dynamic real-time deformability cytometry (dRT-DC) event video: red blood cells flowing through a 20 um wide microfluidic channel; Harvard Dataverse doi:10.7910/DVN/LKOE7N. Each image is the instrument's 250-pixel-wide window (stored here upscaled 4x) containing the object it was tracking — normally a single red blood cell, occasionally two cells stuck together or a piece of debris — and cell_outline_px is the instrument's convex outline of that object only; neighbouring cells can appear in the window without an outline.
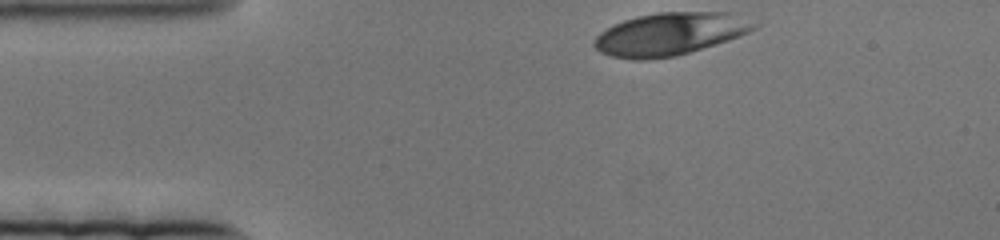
{"species": "human", "species_latin": "Homo sapiens", "temperature_condition": "cold", "stored_images_in_passage": 54, "camera_frame_rate_fps": 3000, "um_per_image_px": 0.085, "donor": {"sex": "female"}, "frame": {"image": 1, "passage_image": 1, "time_ms": 0.0, "image_size_px": [1000, 240], "cell_outline_px": [[760, 24], [756, 28], [740, 36], [728, 40], [676, 56], [648, 60], [632, 60], [612, 56], [600, 52], [592, 44], [592, 40], [600, 32], [624, 20], [640, 16], [660, 12], [736, 12]], "centroid_in_image_um": [56.98, 2.89], "position_along_channel_um": 28.0, "area_um2": 39.88}}
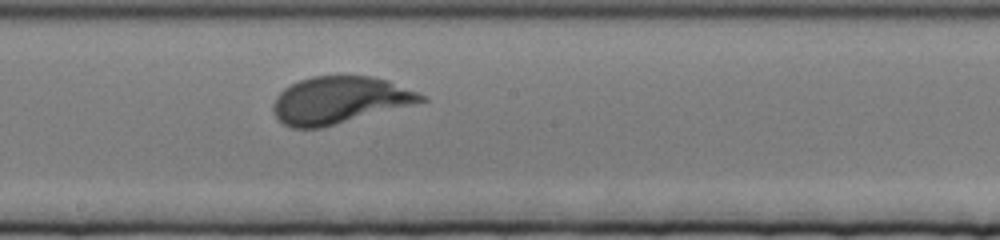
{"frame": {"image": 2, "passage_image": 31, "time_ms": 10.0, "image_size_px": [1000, 240], "cell_outline_px": [[428, 100], [416, 104], [320, 128], [292, 128], [284, 124], [276, 116], [272, 108], [272, 104], [276, 96], [284, 88], [300, 80], [312, 76], [372, 76], [388, 80], [428, 96]], "centroid_in_image_um": [28.88, 8.51], "position_along_channel_um": 219.3, "area_um2": 40.58}}
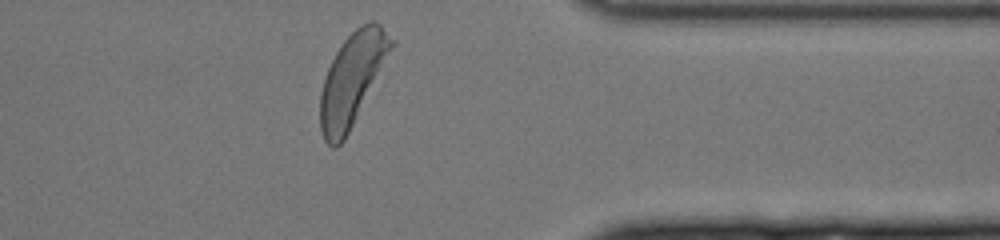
{"frame": {"image": 3, "passage_image": 53, "time_ms": 17.333, "image_size_px": [1000, 240], "cell_outline_px": [[396, 44], [344, 140], [336, 148], [332, 148], [324, 140], [320, 128], [320, 96], [324, 76], [336, 52], [344, 40], [356, 28], [372, 20], [380, 24], [396, 40]], "centroid_in_image_um": [29.95, 6.72], "position_along_channel_um": 381.5, "area_um2": 37.97}}